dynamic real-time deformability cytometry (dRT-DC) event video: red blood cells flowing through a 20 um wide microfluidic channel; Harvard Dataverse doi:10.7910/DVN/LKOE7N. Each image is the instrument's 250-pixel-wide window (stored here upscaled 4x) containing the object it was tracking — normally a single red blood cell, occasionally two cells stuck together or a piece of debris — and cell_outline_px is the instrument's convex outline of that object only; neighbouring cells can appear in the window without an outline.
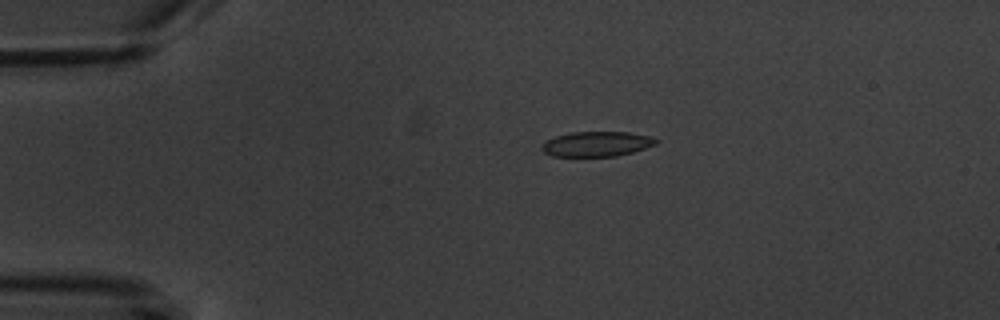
{"species": "common noctule bat (a hibernating species)", "species_latin": "Nyctalus noctula", "temperature_condition": "warm", "stored_images_in_passage": 3, "camera_frame_rate_fps": 3000, "um_per_image_px": 0.085, "animal": {"sex": "male", "body_mass_g": 20.1, "forearm_length_mm": 53.5}, "frame": {"image": 1, "passage_image": 1, "time_ms": 0.0, "image_size_px": [1000, 320], "cell_outline_px": [[660, 140], [656, 144], [632, 152], [616, 156], [552, 156], [544, 152], [540, 148], [548, 140], [556, 136], [572, 132], [628, 132], [652, 136]], "centroid_in_image_um": [50.76, 12.23], "position_along_channel_um": 34.2, "area_um2": 16.53}}
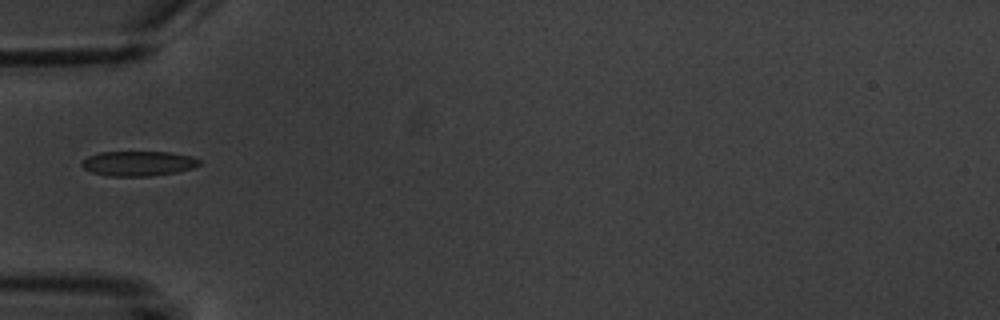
{"frame": {"image": 2, "passage_image": 3, "time_ms": 2.333, "image_size_px": [1000, 320], "cell_outline_px": [[200, 164], [192, 168], [176, 172], [148, 176], [108, 176], [92, 172], [84, 168], [80, 164], [88, 156], [100, 152], [172, 152], [192, 156], [200, 160]], "centroid_in_image_um": [11.76, 13.89], "position_along_channel_um": 73.2, "area_um2": 16.99}}